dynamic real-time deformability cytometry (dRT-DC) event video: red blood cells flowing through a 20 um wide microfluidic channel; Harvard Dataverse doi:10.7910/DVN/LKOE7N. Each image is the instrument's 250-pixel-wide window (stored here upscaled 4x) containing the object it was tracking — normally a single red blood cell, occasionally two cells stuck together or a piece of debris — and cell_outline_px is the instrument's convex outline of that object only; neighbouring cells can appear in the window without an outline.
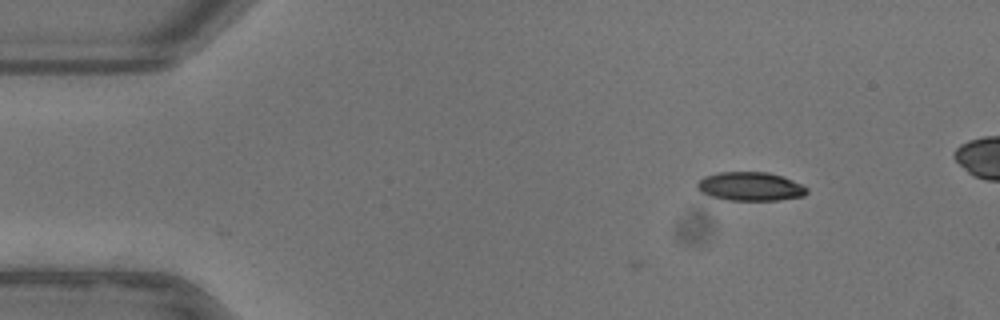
{"species": "common noctule bat (a hibernating species)", "species_latin": "Nyctalus noctula", "temperature_condition": "warm", "stored_images_in_passage": 3, "camera_frame_rate_fps": 3000, "um_per_image_px": 0.085, "animal": {"sex": "female"}, "frame": {"image": 1, "passage_image": 1, "time_ms": 0.0, "image_size_px": [1000, 320], "cell_outline_px": [[808, 192], [804, 196], [780, 200], [728, 200], [712, 196], [700, 192], [696, 188], [696, 184], [704, 176], [720, 172], [768, 172], [784, 176], [808, 188]], "centroid_in_image_um": [63.79, 15.84], "position_along_channel_um": 21.2, "area_um2": 18.44}}